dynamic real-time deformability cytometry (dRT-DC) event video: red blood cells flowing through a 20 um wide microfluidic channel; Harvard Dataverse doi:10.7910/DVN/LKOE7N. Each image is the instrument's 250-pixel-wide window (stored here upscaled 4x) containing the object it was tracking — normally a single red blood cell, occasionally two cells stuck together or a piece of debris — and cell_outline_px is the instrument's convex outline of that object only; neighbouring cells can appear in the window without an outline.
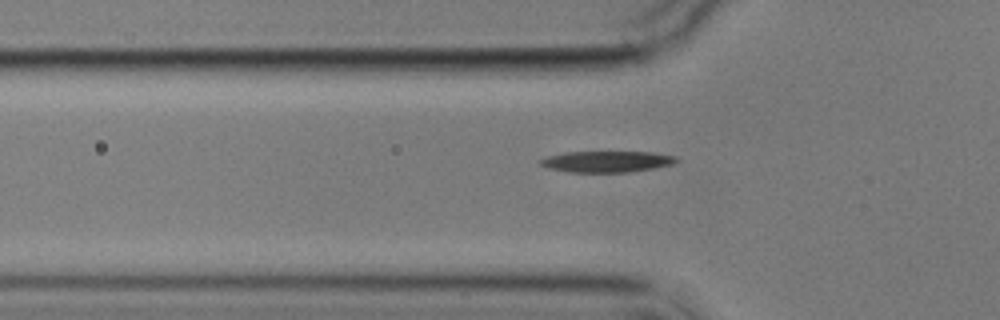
{"species": "common noctule bat (a hibernating species)", "species_latin": "Nyctalus noctula", "temperature_condition": "cold", "stored_images_in_passage": 5, "segment_of_instrument_passage": [2, 2], "camera_frame_rate_fps": 3000, "um_per_image_px": 0.085, "animal": {"sex": "male", "body_mass_g": 17.9}, "frame": {"image": 1, "passage_image": 5, "time_ms": 4.667, "image_size_px": [1000, 320], "cell_outline_px": [[680, 160], [672, 164], [652, 168], [628, 172], [568, 172], [548, 168], [540, 164], [536, 160], [544, 156], [564, 152], [652, 152], [676, 156]], "centroid_in_image_um": [51.51, 13.72], "position_along_channel_um": 74.3, "area_um2": 16.94}}